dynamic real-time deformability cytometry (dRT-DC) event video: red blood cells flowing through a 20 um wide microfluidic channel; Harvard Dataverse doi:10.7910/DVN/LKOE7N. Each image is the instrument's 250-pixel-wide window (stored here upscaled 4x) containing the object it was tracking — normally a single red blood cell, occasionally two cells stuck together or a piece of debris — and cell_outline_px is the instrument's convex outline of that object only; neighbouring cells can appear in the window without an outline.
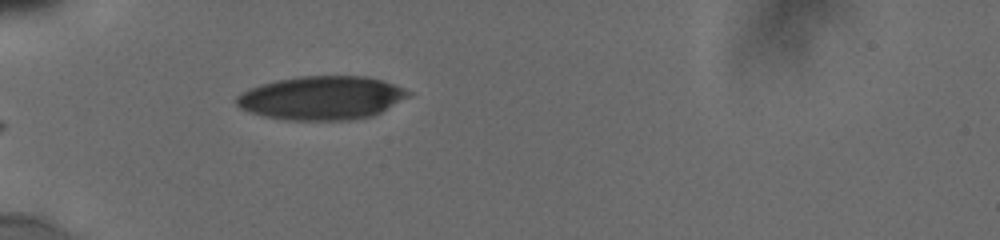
{"species": "human", "species_latin": "Homo sapiens", "temperature_condition": "cold", "stored_images_in_passage": 28, "camera_frame_rate_fps": 3000, "um_per_image_px": 0.085, "donor": {"sex": "male"}, "frame": {"image": 1, "passage_image": 1, "time_ms": 0.0, "image_size_px": [1000, 240], "cell_outline_px": [[412, 92], [408, 96], [380, 112], [372, 116], [348, 120], [284, 120], [264, 116], [248, 112], [240, 108], [236, 104], [236, 96], [252, 88], [264, 84], [280, 80], [304, 76], [364, 76], [380, 80], [404, 88]], "centroid_in_image_um": [27.33, 8.34], "position_along_channel_um": 57.7, "area_um2": 43.12}}
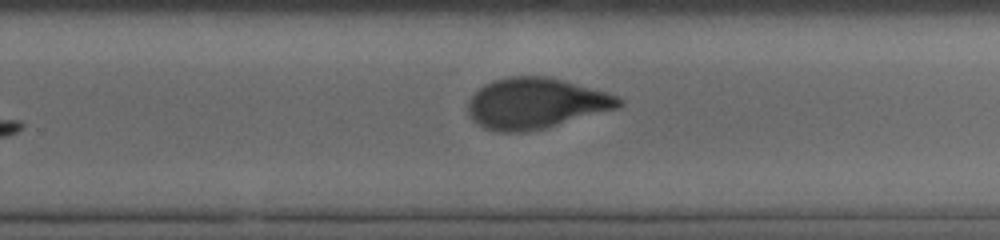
{"frame": {"image": 2, "passage_image": 14, "time_ms": 6.333, "image_size_px": [1000, 240], "cell_outline_px": [[624, 104], [620, 108], [544, 128], [528, 132], [500, 132], [484, 128], [472, 120], [468, 112], [468, 104], [472, 96], [484, 84], [508, 76], [544, 76], [560, 80], [604, 92], [616, 96], [624, 100]], "centroid_in_image_um": [45.53, 8.8], "position_along_channel_um": 284.3, "area_um2": 44.22}}
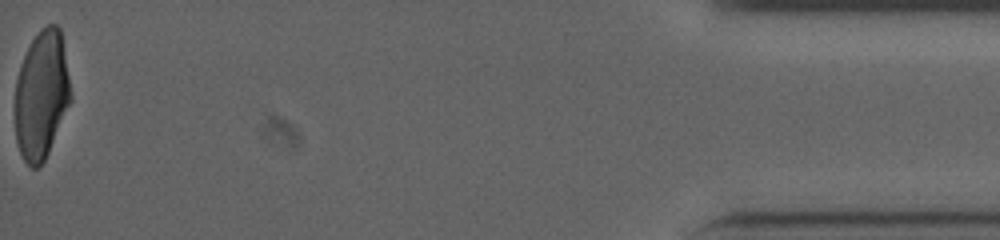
{"frame": {"image": 3, "passage_image": 28, "time_ms": 12.333, "image_size_px": [1000, 240], "cell_outline_px": [[72, 100], [48, 152], [44, 160], [36, 168], [32, 168], [24, 160], [20, 152], [16, 140], [16, 80], [20, 64], [32, 40], [48, 24], [56, 24], [60, 28], [72, 96]], "centroid_in_image_um": [3.54, 8.08], "position_along_channel_um": 431.7, "area_um2": 41.1}, "authors_computed_cell_mechanics": {"area_um2": 44.3904, "velocity_mm_per_s": 3.8207, "shape_relaxation_time_tau1_ms": 3.977, "shape_relaxation_time_tau2_ms": 1.1715, "deformation_change_tau1": 0.1512, "deformation_change_tau2": 0.0611}}